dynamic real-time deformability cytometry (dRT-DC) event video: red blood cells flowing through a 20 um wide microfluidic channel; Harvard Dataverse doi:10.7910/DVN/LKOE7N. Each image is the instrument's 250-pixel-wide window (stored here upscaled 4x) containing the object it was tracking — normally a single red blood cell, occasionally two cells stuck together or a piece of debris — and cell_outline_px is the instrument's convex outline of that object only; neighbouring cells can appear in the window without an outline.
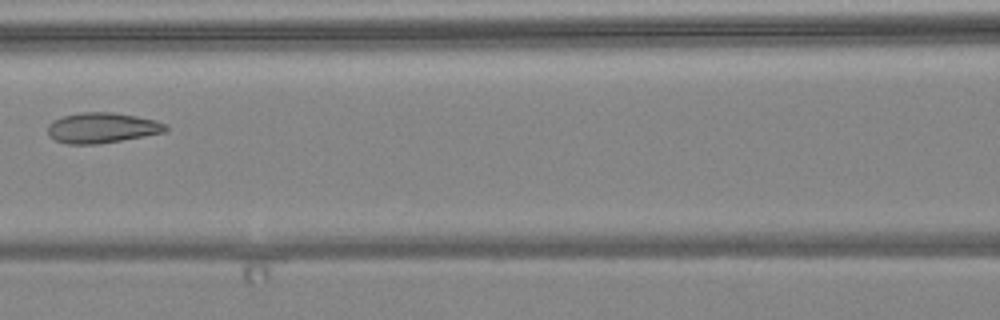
{"species": "common noctule bat (a hibernating species)", "species_latin": "Nyctalus noctula", "temperature_condition": "warm", "stored_images_in_passage": 7, "camera_frame_rate_fps": 3000, "um_per_image_px": 0.085, "animal": {"sex": "female", "body_mass_g": 24.6, "forearm_length_mm": 56.2}, "frame": {"image": 1, "passage_image": 6, "time_ms": 7.0, "image_size_px": [1000, 320], "cell_outline_px": [[168, 128], [164, 132], [144, 136], [96, 144], [64, 144], [48, 136], [48, 124], [52, 120], [64, 116], [80, 112], [112, 112], [136, 116], [156, 120], [168, 124]], "centroid_in_image_um": [8.65, 10.86], "position_along_channel_um": 157.9, "area_um2": 20.92}}
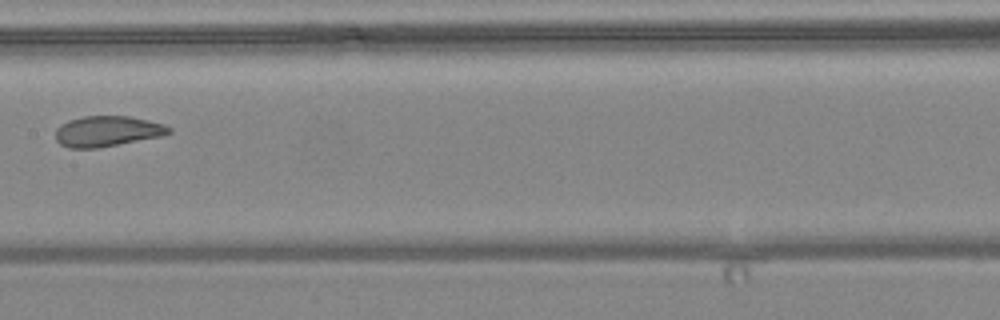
{"frame": {"image": 2, "passage_image": 7, "time_ms": 8.0, "image_size_px": [1000, 320], "cell_outline_px": [[172, 132], [160, 136], [96, 148], [68, 148], [60, 144], [56, 140], [56, 128], [60, 124], [68, 120], [84, 116], [128, 116], [148, 120], [164, 124], [172, 128]], "centroid_in_image_um": [9.09, 11.15], "position_along_channel_um": 198.3, "area_um2": 20.11}}